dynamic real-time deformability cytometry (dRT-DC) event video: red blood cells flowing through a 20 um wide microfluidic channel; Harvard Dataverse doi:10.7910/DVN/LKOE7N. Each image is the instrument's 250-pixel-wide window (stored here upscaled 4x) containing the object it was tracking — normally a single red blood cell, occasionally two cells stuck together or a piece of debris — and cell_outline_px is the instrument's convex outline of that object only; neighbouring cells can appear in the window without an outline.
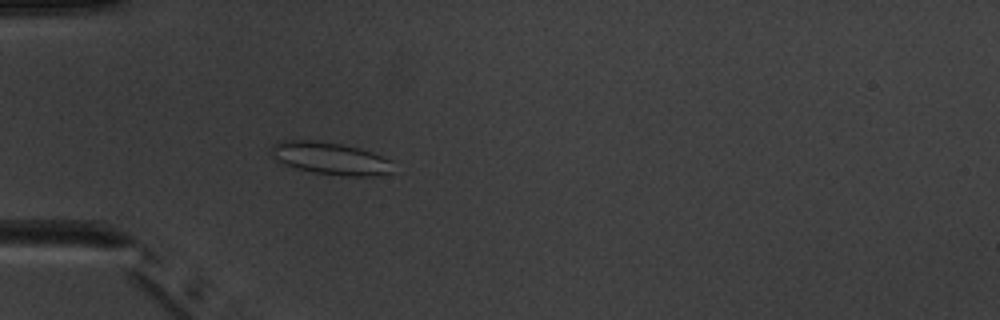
{"species": "common noctule bat (a hibernating species)", "species_latin": "Nyctalus noctula", "temperature_condition": "warm", "stored_images_in_passage": 4, "camera_frame_rate_fps": 3000, "um_per_image_px": 0.085, "animal": {"sex": "male", "body_mass_g": 20.1, "forearm_length_mm": 53.5}, "frame": {"image": 1, "passage_image": 4, "time_ms": 4.333, "image_size_px": [1000, 320], "cell_outline_px": [[392, 172], [376, 176], [344, 176], [312, 172], [296, 168], [284, 164], [276, 160], [272, 156], [272, 144], [280, 140], [316, 140], [340, 144], [360, 148], [372, 152], [392, 160]], "centroid_in_image_um": [28.09, 13.46], "position_along_channel_um": 56.9, "area_um2": 23.12}}